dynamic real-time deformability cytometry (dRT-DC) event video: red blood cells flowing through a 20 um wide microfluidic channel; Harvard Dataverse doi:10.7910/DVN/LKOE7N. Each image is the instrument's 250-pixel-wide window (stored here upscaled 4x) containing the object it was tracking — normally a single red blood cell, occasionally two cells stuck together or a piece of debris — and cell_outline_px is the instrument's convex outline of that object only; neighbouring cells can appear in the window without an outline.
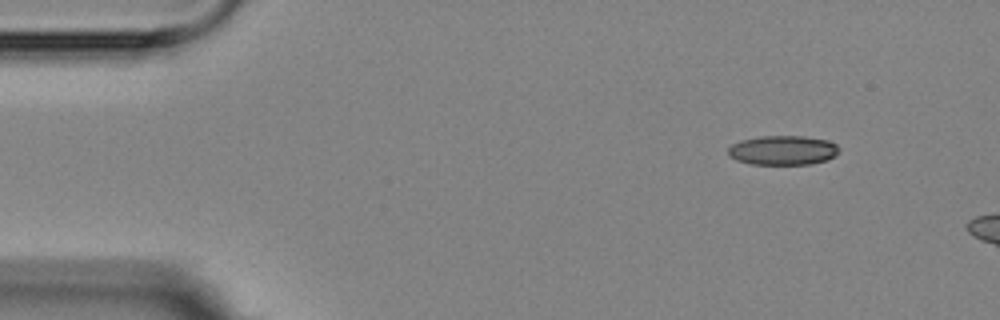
{"species": "Egyptian fruit bat (a non-hibernating species)", "species_latin": "Rousettus aegyptiacus", "temperature_condition": "room temperature", "stored_images_in_passage": 3, "camera_frame_rate_fps": 3000, "um_per_image_px": 0.085, "animal": {"sex": "female"}, "frame": {"image": 1, "passage_image": 1, "time_ms": 0.0, "image_size_px": [1000, 320], "cell_outline_px": [[840, 148], [836, 156], [828, 160], [812, 164], [752, 164], [736, 160], [728, 156], [728, 148], [732, 144], [740, 140], [760, 136], [804, 136], [828, 140], [836, 144]], "centroid_in_image_um": [66.56, 12.77], "position_along_channel_um": 18.4, "area_um2": 19.25}}